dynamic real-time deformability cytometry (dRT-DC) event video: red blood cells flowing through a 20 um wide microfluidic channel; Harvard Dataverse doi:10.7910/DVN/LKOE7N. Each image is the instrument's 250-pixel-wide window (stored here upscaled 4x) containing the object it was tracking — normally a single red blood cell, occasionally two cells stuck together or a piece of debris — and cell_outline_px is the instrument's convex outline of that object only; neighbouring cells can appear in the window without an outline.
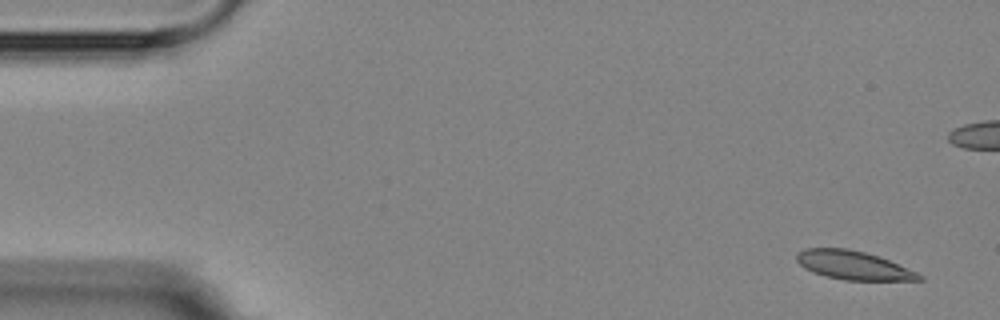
{"species": "Egyptian fruit bat (a non-hibernating species)", "species_latin": "Rousettus aegyptiacus", "temperature_condition": "room temperature", "stored_images_in_passage": 5, "camera_frame_rate_fps": 3000, "um_per_image_px": 0.085, "animal": {"sex": "female"}, "frame": {"image": 1, "passage_image": 1, "time_ms": 0.0, "image_size_px": [1000, 320], "cell_outline_px": [[924, 280], [844, 280], [824, 276], [812, 272], [804, 268], [796, 260], [796, 252], [804, 248], [848, 248], [864, 252], [888, 260], [916, 272], [924, 276]], "centroid_in_image_um": [72.48, 22.55], "position_along_channel_um": 12.5, "area_um2": 20.4}}